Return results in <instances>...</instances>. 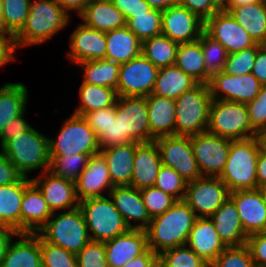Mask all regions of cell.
<instances>
[{"instance_id":"obj_1","label":"cell","mask_w":266,"mask_h":267,"mask_svg":"<svg viewBox=\"0 0 266 267\" xmlns=\"http://www.w3.org/2000/svg\"><path fill=\"white\" fill-rule=\"evenodd\" d=\"M198 217L183 201H176L163 214L153 217L147 227L148 248L159 255L163 251L186 245Z\"/></svg>"},{"instance_id":"obj_2","label":"cell","mask_w":266,"mask_h":267,"mask_svg":"<svg viewBox=\"0 0 266 267\" xmlns=\"http://www.w3.org/2000/svg\"><path fill=\"white\" fill-rule=\"evenodd\" d=\"M66 13L54 0H31L29 14L15 35L18 48L39 45L56 36L70 24Z\"/></svg>"},{"instance_id":"obj_3","label":"cell","mask_w":266,"mask_h":267,"mask_svg":"<svg viewBox=\"0 0 266 267\" xmlns=\"http://www.w3.org/2000/svg\"><path fill=\"white\" fill-rule=\"evenodd\" d=\"M1 151L23 177L30 178L28 173L38 169L49 171V138L35 128L13 136Z\"/></svg>"},{"instance_id":"obj_4","label":"cell","mask_w":266,"mask_h":267,"mask_svg":"<svg viewBox=\"0 0 266 267\" xmlns=\"http://www.w3.org/2000/svg\"><path fill=\"white\" fill-rule=\"evenodd\" d=\"M259 152L256 137L231 140L225 169L219 177L230 192L258 189L256 167Z\"/></svg>"},{"instance_id":"obj_5","label":"cell","mask_w":266,"mask_h":267,"mask_svg":"<svg viewBox=\"0 0 266 267\" xmlns=\"http://www.w3.org/2000/svg\"><path fill=\"white\" fill-rule=\"evenodd\" d=\"M45 241L77 254L91 240L81 208L53 212L37 232Z\"/></svg>"},{"instance_id":"obj_6","label":"cell","mask_w":266,"mask_h":267,"mask_svg":"<svg viewBox=\"0 0 266 267\" xmlns=\"http://www.w3.org/2000/svg\"><path fill=\"white\" fill-rule=\"evenodd\" d=\"M90 240L105 242L130 230L110 196L79 201Z\"/></svg>"},{"instance_id":"obj_7","label":"cell","mask_w":266,"mask_h":267,"mask_svg":"<svg viewBox=\"0 0 266 267\" xmlns=\"http://www.w3.org/2000/svg\"><path fill=\"white\" fill-rule=\"evenodd\" d=\"M175 102V135L193 136L207 131L212 102L208 84H198Z\"/></svg>"},{"instance_id":"obj_8","label":"cell","mask_w":266,"mask_h":267,"mask_svg":"<svg viewBox=\"0 0 266 267\" xmlns=\"http://www.w3.org/2000/svg\"><path fill=\"white\" fill-rule=\"evenodd\" d=\"M207 131L231 140L256 137L244 103L212 99Z\"/></svg>"},{"instance_id":"obj_9","label":"cell","mask_w":266,"mask_h":267,"mask_svg":"<svg viewBox=\"0 0 266 267\" xmlns=\"http://www.w3.org/2000/svg\"><path fill=\"white\" fill-rule=\"evenodd\" d=\"M100 151L98 138L83 116L71 114L56 137L49 138V157L66 154H96Z\"/></svg>"},{"instance_id":"obj_10","label":"cell","mask_w":266,"mask_h":267,"mask_svg":"<svg viewBox=\"0 0 266 267\" xmlns=\"http://www.w3.org/2000/svg\"><path fill=\"white\" fill-rule=\"evenodd\" d=\"M229 197L230 191L219 177L202 176L187 182L183 201L203 218L210 217Z\"/></svg>"},{"instance_id":"obj_11","label":"cell","mask_w":266,"mask_h":267,"mask_svg":"<svg viewBox=\"0 0 266 267\" xmlns=\"http://www.w3.org/2000/svg\"><path fill=\"white\" fill-rule=\"evenodd\" d=\"M162 165L176 170L187 182L202 177L194 157L191 136L170 135L155 139Z\"/></svg>"},{"instance_id":"obj_12","label":"cell","mask_w":266,"mask_h":267,"mask_svg":"<svg viewBox=\"0 0 266 267\" xmlns=\"http://www.w3.org/2000/svg\"><path fill=\"white\" fill-rule=\"evenodd\" d=\"M231 139L208 131L191 136L194 157L202 176L220 177L229 156Z\"/></svg>"},{"instance_id":"obj_13","label":"cell","mask_w":266,"mask_h":267,"mask_svg":"<svg viewBox=\"0 0 266 267\" xmlns=\"http://www.w3.org/2000/svg\"><path fill=\"white\" fill-rule=\"evenodd\" d=\"M159 68L144 55L120 65L117 94L124 97H146L153 91Z\"/></svg>"},{"instance_id":"obj_14","label":"cell","mask_w":266,"mask_h":267,"mask_svg":"<svg viewBox=\"0 0 266 267\" xmlns=\"http://www.w3.org/2000/svg\"><path fill=\"white\" fill-rule=\"evenodd\" d=\"M116 119L120 121L121 137L132 142H151L146 97L118 96L116 101Z\"/></svg>"},{"instance_id":"obj_15","label":"cell","mask_w":266,"mask_h":267,"mask_svg":"<svg viewBox=\"0 0 266 267\" xmlns=\"http://www.w3.org/2000/svg\"><path fill=\"white\" fill-rule=\"evenodd\" d=\"M261 86L252 73L232 76L221 71L212 75L208 82L212 99L244 104L258 96Z\"/></svg>"},{"instance_id":"obj_16","label":"cell","mask_w":266,"mask_h":267,"mask_svg":"<svg viewBox=\"0 0 266 267\" xmlns=\"http://www.w3.org/2000/svg\"><path fill=\"white\" fill-rule=\"evenodd\" d=\"M204 32L218 41L228 54L242 51L256 44L244 28L226 11H218L206 20Z\"/></svg>"},{"instance_id":"obj_17","label":"cell","mask_w":266,"mask_h":267,"mask_svg":"<svg viewBox=\"0 0 266 267\" xmlns=\"http://www.w3.org/2000/svg\"><path fill=\"white\" fill-rule=\"evenodd\" d=\"M204 21L187 8L176 4L162 11V34L179 44L199 40Z\"/></svg>"},{"instance_id":"obj_18","label":"cell","mask_w":266,"mask_h":267,"mask_svg":"<svg viewBox=\"0 0 266 267\" xmlns=\"http://www.w3.org/2000/svg\"><path fill=\"white\" fill-rule=\"evenodd\" d=\"M247 236L266 232V201L259 189L230 192Z\"/></svg>"},{"instance_id":"obj_19","label":"cell","mask_w":266,"mask_h":267,"mask_svg":"<svg viewBox=\"0 0 266 267\" xmlns=\"http://www.w3.org/2000/svg\"><path fill=\"white\" fill-rule=\"evenodd\" d=\"M114 186L111 183L110 173L104 156L98 152L89 157L87 166L75 182L76 196L79 201L104 197Z\"/></svg>"},{"instance_id":"obj_20","label":"cell","mask_w":266,"mask_h":267,"mask_svg":"<svg viewBox=\"0 0 266 267\" xmlns=\"http://www.w3.org/2000/svg\"><path fill=\"white\" fill-rule=\"evenodd\" d=\"M31 180L42 192L52 212L71 210L79 206L75 182L55 176L50 171L43 172Z\"/></svg>"},{"instance_id":"obj_21","label":"cell","mask_w":266,"mask_h":267,"mask_svg":"<svg viewBox=\"0 0 266 267\" xmlns=\"http://www.w3.org/2000/svg\"><path fill=\"white\" fill-rule=\"evenodd\" d=\"M70 35V50L67 53L70 62L78 64L83 61L105 59L107 45L104 31L87 27L81 22Z\"/></svg>"},{"instance_id":"obj_22","label":"cell","mask_w":266,"mask_h":267,"mask_svg":"<svg viewBox=\"0 0 266 267\" xmlns=\"http://www.w3.org/2000/svg\"><path fill=\"white\" fill-rule=\"evenodd\" d=\"M108 196L130 229H147L152 218L143 203L139 189L130 185L114 186Z\"/></svg>"},{"instance_id":"obj_23","label":"cell","mask_w":266,"mask_h":267,"mask_svg":"<svg viewBox=\"0 0 266 267\" xmlns=\"http://www.w3.org/2000/svg\"><path fill=\"white\" fill-rule=\"evenodd\" d=\"M104 243L108 267H123L149 249L145 230L130 229Z\"/></svg>"},{"instance_id":"obj_24","label":"cell","mask_w":266,"mask_h":267,"mask_svg":"<svg viewBox=\"0 0 266 267\" xmlns=\"http://www.w3.org/2000/svg\"><path fill=\"white\" fill-rule=\"evenodd\" d=\"M161 166L162 162L156 141L136 142L131 186L139 190L154 186Z\"/></svg>"},{"instance_id":"obj_25","label":"cell","mask_w":266,"mask_h":267,"mask_svg":"<svg viewBox=\"0 0 266 267\" xmlns=\"http://www.w3.org/2000/svg\"><path fill=\"white\" fill-rule=\"evenodd\" d=\"M186 245L209 265L226 248L209 217L196 219Z\"/></svg>"},{"instance_id":"obj_26","label":"cell","mask_w":266,"mask_h":267,"mask_svg":"<svg viewBox=\"0 0 266 267\" xmlns=\"http://www.w3.org/2000/svg\"><path fill=\"white\" fill-rule=\"evenodd\" d=\"M52 214L42 192L32 182L24 190L21 202V233H37Z\"/></svg>"},{"instance_id":"obj_27","label":"cell","mask_w":266,"mask_h":267,"mask_svg":"<svg viewBox=\"0 0 266 267\" xmlns=\"http://www.w3.org/2000/svg\"><path fill=\"white\" fill-rule=\"evenodd\" d=\"M226 247L246 244L248 236L240 222L235 203L228 198L210 217Z\"/></svg>"},{"instance_id":"obj_28","label":"cell","mask_w":266,"mask_h":267,"mask_svg":"<svg viewBox=\"0 0 266 267\" xmlns=\"http://www.w3.org/2000/svg\"><path fill=\"white\" fill-rule=\"evenodd\" d=\"M18 237L11 241L0 267H42L40 235L18 233Z\"/></svg>"},{"instance_id":"obj_29","label":"cell","mask_w":266,"mask_h":267,"mask_svg":"<svg viewBox=\"0 0 266 267\" xmlns=\"http://www.w3.org/2000/svg\"><path fill=\"white\" fill-rule=\"evenodd\" d=\"M150 135L156 139L175 135L176 102L154 94L146 96Z\"/></svg>"},{"instance_id":"obj_30","label":"cell","mask_w":266,"mask_h":267,"mask_svg":"<svg viewBox=\"0 0 266 267\" xmlns=\"http://www.w3.org/2000/svg\"><path fill=\"white\" fill-rule=\"evenodd\" d=\"M31 183V178L22 177L18 182L0 186V225L21 233V202Z\"/></svg>"},{"instance_id":"obj_31","label":"cell","mask_w":266,"mask_h":267,"mask_svg":"<svg viewBox=\"0 0 266 267\" xmlns=\"http://www.w3.org/2000/svg\"><path fill=\"white\" fill-rule=\"evenodd\" d=\"M136 142L100 149L104 156L113 186H131Z\"/></svg>"},{"instance_id":"obj_32","label":"cell","mask_w":266,"mask_h":267,"mask_svg":"<svg viewBox=\"0 0 266 267\" xmlns=\"http://www.w3.org/2000/svg\"><path fill=\"white\" fill-rule=\"evenodd\" d=\"M105 35V59L121 65L142 54V42L127 26L107 31Z\"/></svg>"},{"instance_id":"obj_33","label":"cell","mask_w":266,"mask_h":267,"mask_svg":"<svg viewBox=\"0 0 266 267\" xmlns=\"http://www.w3.org/2000/svg\"><path fill=\"white\" fill-rule=\"evenodd\" d=\"M79 17L85 26L104 32L126 26L124 15L110 0H90Z\"/></svg>"},{"instance_id":"obj_34","label":"cell","mask_w":266,"mask_h":267,"mask_svg":"<svg viewBox=\"0 0 266 267\" xmlns=\"http://www.w3.org/2000/svg\"><path fill=\"white\" fill-rule=\"evenodd\" d=\"M229 12L255 43L266 45V0L231 7Z\"/></svg>"},{"instance_id":"obj_35","label":"cell","mask_w":266,"mask_h":267,"mask_svg":"<svg viewBox=\"0 0 266 267\" xmlns=\"http://www.w3.org/2000/svg\"><path fill=\"white\" fill-rule=\"evenodd\" d=\"M198 83L176 65L159 68L151 94L176 100Z\"/></svg>"},{"instance_id":"obj_36","label":"cell","mask_w":266,"mask_h":267,"mask_svg":"<svg viewBox=\"0 0 266 267\" xmlns=\"http://www.w3.org/2000/svg\"><path fill=\"white\" fill-rule=\"evenodd\" d=\"M28 89L21 82H6L0 88V136L7 125L14 118L26 112L28 103Z\"/></svg>"},{"instance_id":"obj_37","label":"cell","mask_w":266,"mask_h":267,"mask_svg":"<svg viewBox=\"0 0 266 267\" xmlns=\"http://www.w3.org/2000/svg\"><path fill=\"white\" fill-rule=\"evenodd\" d=\"M175 65L198 84H208L211 76L206 72L203 49L199 40L179 44Z\"/></svg>"},{"instance_id":"obj_38","label":"cell","mask_w":266,"mask_h":267,"mask_svg":"<svg viewBox=\"0 0 266 267\" xmlns=\"http://www.w3.org/2000/svg\"><path fill=\"white\" fill-rule=\"evenodd\" d=\"M117 91L113 88L81 83L79 88V106L73 114L84 116L86 113L111 107L116 104Z\"/></svg>"},{"instance_id":"obj_39","label":"cell","mask_w":266,"mask_h":267,"mask_svg":"<svg viewBox=\"0 0 266 267\" xmlns=\"http://www.w3.org/2000/svg\"><path fill=\"white\" fill-rule=\"evenodd\" d=\"M83 83L113 88L117 91L120 64L107 59L83 61Z\"/></svg>"},{"instance_id":"obj_40","label":"cell","mask_w":266,"mask_h":267,"mask_svg":"<svg viewBox=\"0 0 266 267\" xmlns=\"http://www.w3.org/2000/svg\"><path fill=\"white\" fill-rule=\"evenodd\" d=\"M178 47L179 43L160 34L142 42V55L157 68H163L175 65Z\"/></svg>"},{"instance_id":"obj_41","label":"cell","mask_w":266,"mask_h":267,"mask_svg":"<svg viewBox=\"0 0 266 267\" xmlns=\"http://www.w3.org/2000/svg\"><path fill=\"white\" fill-rule=\"evenodd\" d=\"M126 26L141 42L162 34V11L152 8L149 12L131 14L126 19Z\"/></svg>"},{"instance_id":"obj_42","label":"cell","mask_w":266,"mask_h":267,"mask_svg":"<svg viewBox=\"0 0 266 267\" xmlns=\"http://www.w3.org/2000/svg\"><path fill=\"white\" fill-rule=\"evenodd\" d=\"M93 154H66L58 157H49V171L72 182H76L79 175L87 166L89 157ZM81 167V168H80Z\"/></svg>"},{"instance_id":"obj_43","label":"cell","mask_w":266,"mask_h":267,"mask_svg":"<svg viewBox=\"0 0 266 267\" xmlns=\"http://www.w3.org/2000/svg\"><path fill=\"white\" fill-rule=\"evenodd\" d=\"M158 267H210L189 246L170 248L158 255Z\"/></svg>"},{"instance_id":"obj_44","label":"cell","mask_w":266,"mask_h":267,"mask_svg":"<svg viewBox=\"0 0 266 267\" xmlns=\"http://www.w3.org/2000/svg\"><path fill=\"white\" fill-rule=\"evenodd\" d=\"M203 49L206 72L212 76L224 69L228 52L216 40L203 32L199 38Z\"/></svg>"},{"instance_id":"obj_45","label":"cell","mask_w":266,"mask_h":267,"mask_svg":"<svg viewBox=\"0 0 266 267\" xmlns=\"http://www.w3.org/2000/svg\"><path fill=\"white\" fill-rule=\"evenodd\" d=\"M261 46V44L256 43L253 47L228 54L222 72L232 76H243L252 73L257 51Z\"/></svg>"},{"instance_id":"obj_46","label":"cell","mask_w":266,"mask_h":267,"mask_svg":"<svg viewBox=\"0 0 266 267\" xmlns=\"http://www.w3.org/2000/svg\"><path fill=\"white\" fill-rule=\"evenodd\" d=\"M42 267H77L76 254L45 241L40 236Z\"/></svg>"},{"instance_id":"obj_47","label":"cell","mask_w":266,"mask_h":267,"mask_svg":"<svg viewBox=\"0 0 266 267\" xmlns=\"http://www.w3.org/2000/svg\"><path fill=\"white\" fill-rule=\"evenodd\" d=\"M154 186L181 201L185 196L187 181L176 170L162 165Z\"/></svg>"},{"instance_id":"obj_48","label":"cell","mask_w":266,"mask_h":267,"mask_svg":"<svg viewBox=\"0 0 266 267\" xmlns=\"http://www.w3.org/2000/svg\"><path fill=\"white\" fill-rule=\"evenodd\" d=\"M210 267H256L246 244L226 247Z\"/></svg>"},{"instance_id":"obj_49","label":"cell","mask_w":266,"mask_h":267,"mask_svg":"<svg viewBox=\"0 0 266 267\" xmlns=\"http://www.w3.org/2000/svg\"><path fill=\"white\" fill-rule=\"evenodd\" d=\"M31 0H3V17L7 28L16 35L25 24Z\"/></svg>"},{"instance_id":"obj_50","label":"cell","mask_w":266,"mask_h":267,"mask_svg":"<svg viewBox=\"0 0 266 267\" xmlns=\"http://www.w3.org/2000/svg\"><path fill=\"white\" fill-rule=\"evenodd\" d=\"M140 194L151 218L163 214L177 201L155 186L140 189Z\"/></svg>"},{"instance_id":"obj_51","label":"cell","mask_w":266,"mask_h":267,"mask_svg":"<svg viewBox=\"0 0 266 267\" xmlns=\"http://www.w3.org/2000/svg\"><path fill=\"white\" fill-rule=\"evenodd\" d=\"M76 257L77 267H108L104 242L91 240Z\"/></svg>"},{"instance_id":"obj_52","label":"cell","mask_w":266,"mask_h":267,"mask_svg":"<svg viewBox=\"0 0 266 267\" xmlns=\"http://www.w3.org/2000/svg\"><path fill=\"white\" fill-rule=\"evenodd\" d=\"M247 110L252 129L257 133L266 128V84L261 86L260 93L252 101L248 102Z\"/></svg>"},{"instance_id":"obj_53","label":"cell","mask_w":266,"mask_h":267,"mask_svg":"<svg viewBox=\"0 0 266 267\" xmlns=\"http://www.w3.org/2000/svg\"><path fill=\"white\" fill-rule=\"evenodd\" d=\"M83 117L99 139L108 130L111 117H116V104L88 112Z\"/></svg>"},{"instance_id":"obj_54","label":"cell","mask_w":266,"mask_h":267,"mask_svg":"<svg viewBox=\"0 0 266 267\" xmlns=\"http://www.w3.org/2000/svg\"><path fill=\"white\" fill-rule=\"evenodd\" d=\"M100 149L120 146L132 142L128 137H121V127L119 119L111 117L108 130L98 139Z\"/></svg>"},{"instance_id":"obj_55","label":"cell","mask_w":266,"mask_h":267,"mask_svg":"<svg viewBox=\"0 0 266 267\" xmlns=\"http://www.w3.org/2000/svg\"><path fill=\"white\" fill-rule=\"evenodd\" d=\"M248 246L256 267H266V232L248 236Z\"/></svg>"},{"instance_id":"obj_56","label":"cell","mask_w":266,"mask_h":267,"mask_svg":"<svg viewBox=\"0 0 266 267\" xmlns=\"http://www.w3.org/2000/svg\"><path fill=\"white\" fill-rule=\"evenodd\" d=\"M179 4L197 15L204 22L220 11L213 0H180Z\"/></svg>"},{"instance_id":"obj_57","label":"cell","mask_w":266,"mask_h":267,"mask_svg":"<svg viewBox=\"0 0 266 267\" xmlns=\"http://www.w3.org/2000/svg\"><path fill=\"white\" fill-rule=\"evenodd\" d=\"M112 4L124 15L125 19L131 14L149 12L152 7L145 0H110Z\"/></svg>"},{"instance_id":"obj_58","label":"cell","mask_w":266,"mask_h":267,"mask_svg":"<svg viewBox=\"0 0 266 267\" xmlns=\"http://www.w3.org/2000/svg\"><path fill=\"white\" fill-rule=\"evenodd\" d=\"M25 117V112L14 118L12 121H10L7 125L4 127V131L2 135L0 136V147L2 148L10 139L13 138V136H16L20 133H23L27 130H29L32 126L26 121L27 119Z\"/></svg>"},{"instance_id":"obj_59","label":"cell","mask_w":266,"mask_h":267,"mask_svg":"<svg viewBox=\"0 0 266 267\" xmlns=\"http://www.w3.org/2000/svg\"><path fill=\"white\" fill-rule=\"evenodd\" d=\"M18 49L14 34H0V68L16 58Z\"/></svg>"},{"instance_id":"obj_60","label":"cell","mask_w":266,"mask_h":267,"mask_svg":"<svg viewBox=\"0 0 266 267\" xmlns=\"http://www.w3.org/2000/svg\"><path fill=\"white\" fill-rule=\"evenodd\" d=\"M23 176L0 150V186L18 182Z\"/></svg>"},{"instance_id":"obj_61","label":"cell","mask_w":266,"mask_h":267,"mask_svg":"<svg viewBox=\"0 0 266 267\" xmlns=\"http://www.w3.org/2000/svg\"><path fill=\"white\" fill-rule=\"evenodd\" d=\"M252 74L262 85L266 84V45H262L257 51Z\"/></svg>"},{"instance_id":"obj_62","label":"cell","mask_w":266,"mask_h":267,"mask_svg":"<svg viewBox=\"0 0 266 267\" xmlns=\"http://www.w3.org/2000/svg\"><path fill=\"white\" fill-rule=\"evenodd\" d=\"M123 267H158V255L148 249L144 254L130 260Z\"/></svg>"},{"instance_id":"obj_63","label":"cell","mask_w":266,"mask_h":267,"mask_svg":"<svg viewBox=\"0 0 266 267\" xmlns=\"http://www.w3.org/2000/svg\"><path fill=\"white\" fill-rule=\"evenodd\" d=\"M13 236H18V233L14 229L0 225V265L11 241L14 240Z\"/></svg>"},{"instance_id":"obj_64","label":"cell","mask_w":266,"mask_h":267,"mask_svg":"<svg viewBox=\"0 0 266 267\" xmlns=\"http://www.w3.org/2000/svg\"><path fill=\"white\" fill-rule=\"evenodd\" d=\"M66 13L71 11L79 16L87 6L90 0H54Z\"/></svg>"},{"instance_id":"obj_65","label":"cell","mask_w":266,"mask_h":267,"mask_svg":"<svg viewBox=\"0 0 266 267\" xmlns=\"http://www.w3.org/2000/svg\"><path fill=\"white\" fill-rule=\"evenodd\" d=\"M256 180L258 188L266 183V153L260 151L256 167Z\"/></svg>"},{"instance_id":"obj_66","label":"cell","mask_w":266,"mask_h":267,"mask_svg":"<svg viewBox=\"0 0 266 267\" xmlns=\"http://www.w3.org/2000/svg\"><path fill=\"white\" fill-rule=\"evenodd\" d=\"M152 8L166 10L170 6L179 4L180 0H145Z\"/></svg>"},{"instance_id":"obj_67","label":"cell","mask_w":266,"mask_h":267,"mask_svg":"<svg viewBox=\"0 0 266 267\" xmlns=\"http://www.w3.org/2000/svg\"><path fill=\"white\" fill-rule=\"evenodd\" d=\"M256 138L259 143L260 151L266 153V128L259 130L256 133Z\"/></svg>"},{"instance_id":"obj_68","label":"cell","mask_w":266,"mask_h":267,"mask_svg":"<svg viewBox=\"0 0 266 267\" xmlns=\"http://www.w3.org/2000/svg\"><path fill=\"white\" fill-rule=\"evenodd\" d=\"M262 1H265V0H231L229 6L224 11L227 12L231 7H241L243 5L258 3Z\"/></svg>"},{"instance_id":"obj_69","label":"cell","mask_w":266,"mask_h":267,"mask_svg":"<svg viewBox=\"0 0 266 267\" xmlns=\"http://www.w3.org/2000/svg\"><path fill=\"white\" fill-rule=\"evenodd\" d=\"M0 34H13L8 28L5 23L3 17V0H0Z\"/></svg>"},{"instance_id":"obj_70","label":"cell","mask_w":266,"mask_h":267,"mask_svg":"<svg viewBox=\"0 0 266 267\" xmlns=\"http://www.w3.org/2000/svg\"><path fill=\"white\" fill-rule=\"evenodd\" d=\"M213 2L220 11H224L229 6L231 0H213Z\"/></svg>"},{"instance_id":"obj_71","label":"cell","mask_w":266,"mask_h":267,"mask_svg":"<svg viewBox=\"0 0 266 267\" xmlns=\"http://www.w3.org/2000/svg\"><path fill=\"white\" fill-rule=\"evenodd\" d=\"M258 189L261 191V193H262V195H263V198H264L265 201H266V183L263 184V185H261Z\"/></svg>"}]
</instances>
